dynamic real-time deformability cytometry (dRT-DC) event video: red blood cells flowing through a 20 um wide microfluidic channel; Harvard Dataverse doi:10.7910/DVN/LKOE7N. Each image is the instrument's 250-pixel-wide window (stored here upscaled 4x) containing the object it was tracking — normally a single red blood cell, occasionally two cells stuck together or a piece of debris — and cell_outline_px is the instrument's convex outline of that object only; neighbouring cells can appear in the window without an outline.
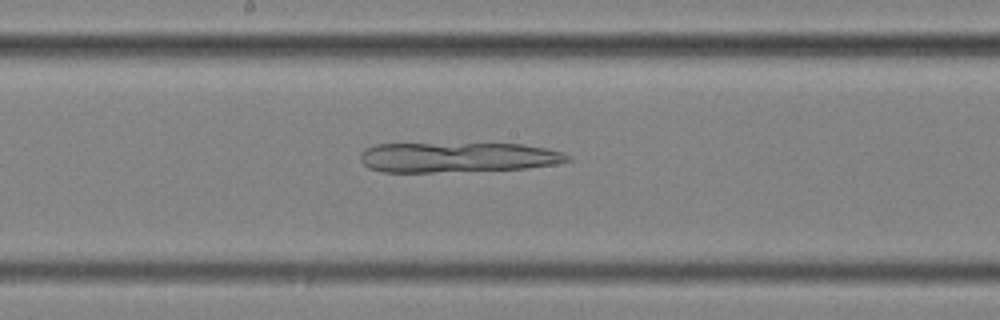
{"species": "common noctule bat (a hibernating species)", "species_latin": "Nyctalus noctula", "temperature_condition": "cold", "stored_images_in_passage": 55, "camera_frame_rate_fps": 3000, "um_per_image_px": 0.085, "animal": {"sex": "female", "body_mass_g": 25.1}, "frame": {"image": 1, "passage_image": 29, "time_ms": 9.333, "image_size_px": [1000, 320], "cell_outline_px": [[572, 160], [556, 164], [528, 168], [432, 172], [380, 172], [368, 168], [360, 160], [360, 156], [364, 148], [376, 144], [524, 144], [548, 148], [564, 152], [572, 156]], "centroid_in_image_um": [38.93, 13.37], "position_along_channel_um": 209.3, "area_um2": 36.47}}
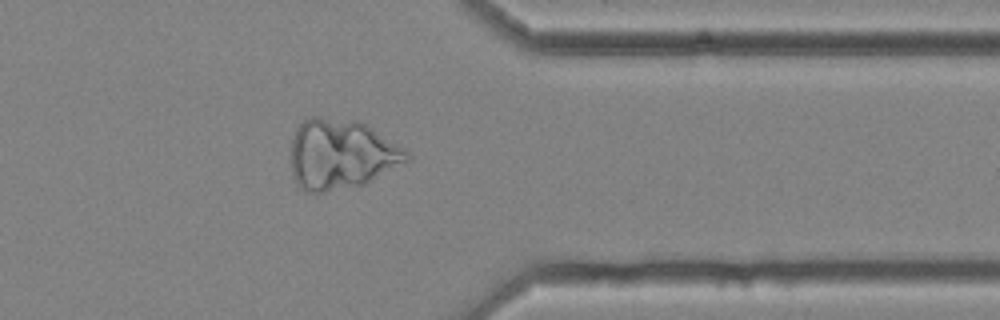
{"frame": {"image": 2, "passage_image": 44, "time_ms": 14.333, "image_size_px": [1000, 320], "cell_outline_px": [[412, 156], [408, 160], [364, 184], [324, 192], [304, 192], [296, 188], [292, 176], [292, 136], [296, 128], [304, 120], [312, 116], [320, 116], [356, 120], [372, 128], [404, 148]], "centroid_in_image_um": [28.95, 13.11], "position_along_channel_um": 382.5, "area_um2": 47.34}}
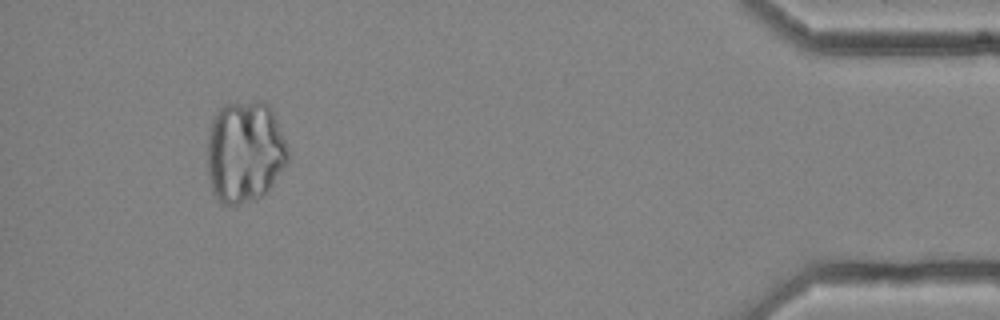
{"frame": {"image": 3, "passage_image": 51, "time_ms": 16.667, "image_size_px": [1000, 320], "cell_outline_px": [[288, 160], [272, 184], [260, 196], [236, 204], [220, 204], [212, 196], [208, 176], [208, 136], [212, 120], [216, 112], [224, 104], [260, 100], [268, 104], [276, 120], [288, 148]], "centroid_in_image_um": [20.77, 12.89], "position_along_channel_um": 414.4, "area_um2": 47.74}}